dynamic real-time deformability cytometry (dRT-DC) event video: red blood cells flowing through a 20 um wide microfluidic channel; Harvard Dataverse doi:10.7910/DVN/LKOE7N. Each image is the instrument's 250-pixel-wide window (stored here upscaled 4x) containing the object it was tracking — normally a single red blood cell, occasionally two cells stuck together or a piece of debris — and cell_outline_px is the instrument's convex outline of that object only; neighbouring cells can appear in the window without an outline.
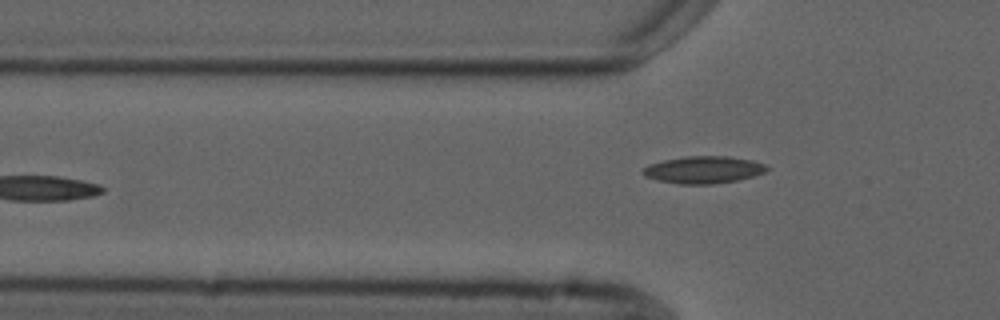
{"species": "common noctule bat (a hibernating species)", "species_latin": "Nyctalus noctula", "temperature_condition": "cold", "stored_images_in_passage": 6, "camera_frame_rate_fps": 3000, "um_per_image_px": 0.085, "animal": {"sex": "male", "forearm_length_mm": 52.5}, "frame": {"image": 1, "passage_image": 6, "time_ms": 6.333, "image_size_px": [1000, 320], "cell_outline_px": [[768, 168], [764, 172], [752, 176], [736, 180], [712, 184], [680, 184], [656, 180], [644, 176], [644, 168], [652, 164], [664, 160], [684, 156], [728, 156], [752, 160], [764, 164]], "centroid_in_image_um": [59.79, 14.43], "position_along_channel_um": 66.0, "area_um2": 19.36}}